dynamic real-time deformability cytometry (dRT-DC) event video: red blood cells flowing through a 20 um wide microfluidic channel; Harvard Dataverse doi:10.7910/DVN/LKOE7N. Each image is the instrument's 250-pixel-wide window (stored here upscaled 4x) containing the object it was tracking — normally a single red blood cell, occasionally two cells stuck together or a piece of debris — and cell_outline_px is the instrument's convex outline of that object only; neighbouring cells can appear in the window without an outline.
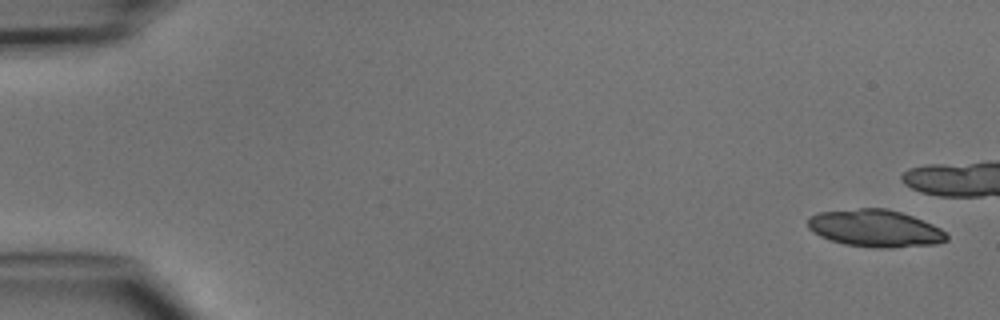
{"species": "common noctule bat (a hibernating species)", "species_latin": "Nyctalus noctula", "temperature_condition": "cold", "stored_images_in_passage": 5, "camera_frame_rate_fps": 3000, "um_per_image_px": 0.085, "animal": {"sex": "male", "body_mass_g": 15.6}, "frame": {"image": 1, "passage_image": 1, "time_ms": 0.0, "image_size_px": [1000, 320], "cell_outline_px": [[948, 240], [936, 244], [892, 248], [876, 248], [844, 244], [828, 240], [820, 236], [808, 228], [808, 216], [820, 212], [860, 208], [888, 208], [912, 216], [932, 224], [940, 228], [948, 236]], "centroid_in_image_um": [74.38, 19.41], "position_along_channel_um": 10.6, "area_um2": 30.23}}